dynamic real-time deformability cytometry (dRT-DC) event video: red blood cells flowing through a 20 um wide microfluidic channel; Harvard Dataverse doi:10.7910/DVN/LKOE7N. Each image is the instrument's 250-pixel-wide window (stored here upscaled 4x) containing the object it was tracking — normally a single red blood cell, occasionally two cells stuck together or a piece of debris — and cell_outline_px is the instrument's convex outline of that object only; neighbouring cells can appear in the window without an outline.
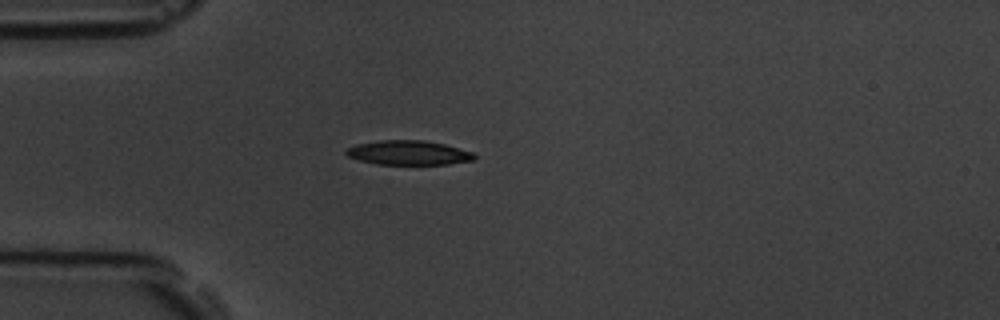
{"species": "common noctule bat (a hibernating species)", "species_latin": "Nyctalus noctula", "temperature_condition": "room temperature", "stored_images_in_passage": 6, "camera_frame_rate_fps": 3000, "um_per_image_px": 0.085, "animal": {"sex": "male", "body_mass_g": 19.5, "forearm_length_mm": 54.6}, "frame": {"image": 1, "passage_image": 5, "time_ms": 4.667, "image_size_px": [1000, 320], "cell_outline_px": [[476, 160], [448, 164], [376, 164], [360, 160], [348, 156], [344, 152], [348, 148], [356, 144], [380, 140], [424, 140], [444, 144], [472, 152], [476, 156]], "centroid_in_image_um": [34.73, 12.98], "position_along_channel_um": 50.3, "area_um2": 18.15}}